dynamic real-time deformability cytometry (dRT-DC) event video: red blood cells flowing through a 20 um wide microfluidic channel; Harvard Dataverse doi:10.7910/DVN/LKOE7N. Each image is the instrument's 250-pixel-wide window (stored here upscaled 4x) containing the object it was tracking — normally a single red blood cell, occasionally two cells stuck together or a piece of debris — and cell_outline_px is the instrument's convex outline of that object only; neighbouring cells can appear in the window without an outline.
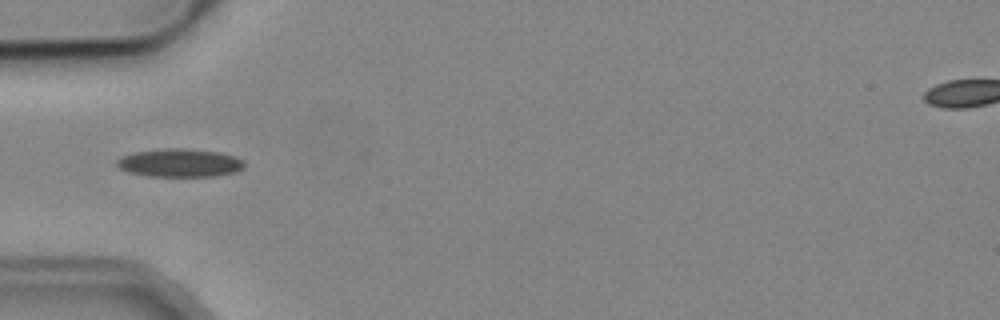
{"species": "common noctule bat (a hibernating species)", "species_latin": "Nyctalus noctula", "temperature_condition": "cold", "stored_images_in_passage": 1, "camera_frame_rate_fps": 3000, "um_per_image_px": 0.085, "animal": {"sex": "male", "body_mass_g": 19.2, "forearm_length_mm": 51.8}, "frame": {"image": 1, "passage_image": 1, "time_ms": 0.0, "image_size_px": [1000, 320], "cell_outline_px": [[244, 168], [236, 172], [212, 176], [148, 176], [128, 172], [120, 168], [116, 164], [116, 160], [120, 156], [136, 152], [164, 148], [188, 148], [216, 152], [236, 156], [244, 160]], "centroid_in_image_um": [15.28, 13.84], "position_along_channel_um": 69.7, "area_um2": 21.04}}